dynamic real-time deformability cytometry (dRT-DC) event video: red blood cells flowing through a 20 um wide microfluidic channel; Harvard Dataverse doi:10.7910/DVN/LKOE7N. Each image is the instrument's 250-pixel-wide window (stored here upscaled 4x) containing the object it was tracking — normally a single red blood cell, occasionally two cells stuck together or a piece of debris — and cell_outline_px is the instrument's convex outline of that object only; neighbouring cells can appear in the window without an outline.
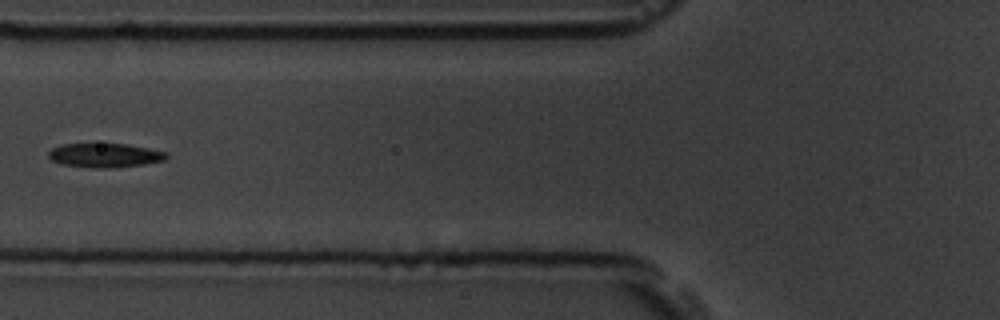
{"species": "common noctule bat (a hibernating species)", "species_latin": "Nyctalus noctula", "temperature_condition": "room temperature", "stored_images_in_passage": 6, "camera_frame_rate_fps": 3000, "um_per_image_px": 0.085, "animal": {"sex": "male", "body_mass_g": 19.5, "forearm_length_mm": 54.6}, "frame": {"image": 1, "passage_image": 6, "time_ms": 5.667, "image_size_px": [1000, 320], "cell_outline_px": [[168, 156], [164, 160], [144, 164], [112, 168], [96, 168], [60, 164], [52, 160], [48, 156], [48, 152], [52, 148], [64, 144], [128, 144], [168, 152]], "centroid_in_image_um": [8.92, 13.2], "position_along_channel_um": 116.9, "area_um2": 16.53}}